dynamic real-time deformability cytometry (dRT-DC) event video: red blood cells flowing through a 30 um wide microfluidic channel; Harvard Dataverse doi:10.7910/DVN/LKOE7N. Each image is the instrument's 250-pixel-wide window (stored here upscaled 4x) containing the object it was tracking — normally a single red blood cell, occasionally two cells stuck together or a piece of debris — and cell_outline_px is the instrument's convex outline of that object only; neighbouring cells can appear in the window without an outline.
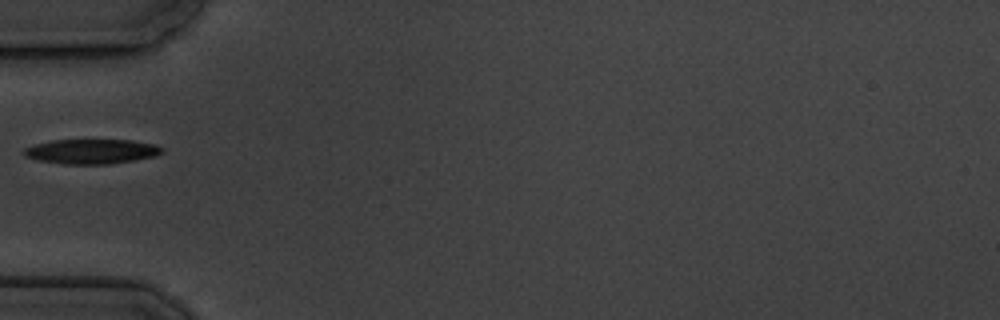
{"species": "common noctule bat (a hibernating species)", "species_latin": "Nyctalus noctula", "temperature_condition": "cold", "stored_images_in_passage": 1, "camera_frame_rate_fps": 3000, "um_per_image_px": 0.085, "animal": {"sex": "male", "body_mass_g": 19.5, "forearm_length_mm": 54.6}, "frame": {"image": 1, "passage_image": 1, "time_ms": 0.0, "image_size_px": [1000, 320], "cell_outline_px": [[164, 152], [156, 156], [108, 164], [64, 164], [36, 160], [24, 156], [20, 152], [24, 148], [36, 144], [52, 140], [132, 140], [156, 144], [164, 148]], "centroid_in_image_um": [7.77, 12.87], "position_along_channel_um": 77.2, "area_um2": 20.06}}